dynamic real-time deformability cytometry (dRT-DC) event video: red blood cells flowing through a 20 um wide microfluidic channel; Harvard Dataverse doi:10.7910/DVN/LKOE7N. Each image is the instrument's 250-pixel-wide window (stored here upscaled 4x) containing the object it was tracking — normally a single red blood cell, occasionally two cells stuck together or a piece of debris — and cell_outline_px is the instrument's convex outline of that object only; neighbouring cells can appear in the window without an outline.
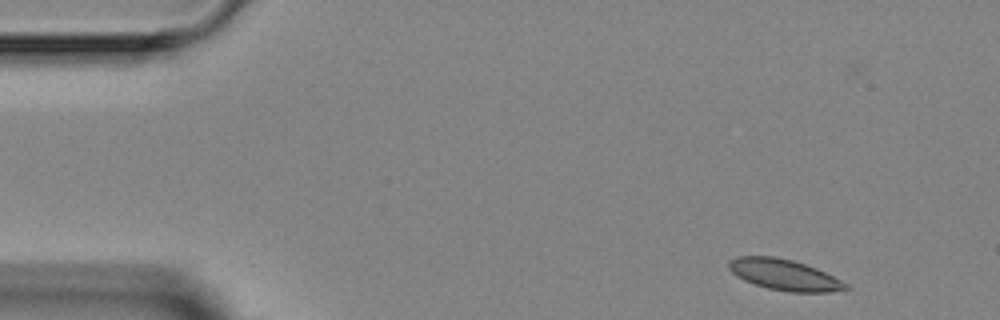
{"species": "Egyptian fruit bat (a non-hibernating species)", "species_latin": "Rousettus aegyptiacus", "temperature_condition": "room temperature", "stored_images_in_passage": 8, "camera_frame_rate_fps": 3000, "um_per_image_px": 0.085, "animal": {"sex": "female"}, "frame": {"image": 1, "passage_image": 1, "time_ms": 0.0, "image_size_px": [1000, 320], "cell_outline_px": [[852, 288], [832, 292], [792, 292], [768, 288], [744, 280], [736, 276], [728, 268], [728, 260], [736, 256], [776, 256], [792, 260], [816, 268], [848, 284]], "centroid_in_image_um": [66.65, 23.35], "position_along_channel_um": 18.4, "area_um2": 21.04}}
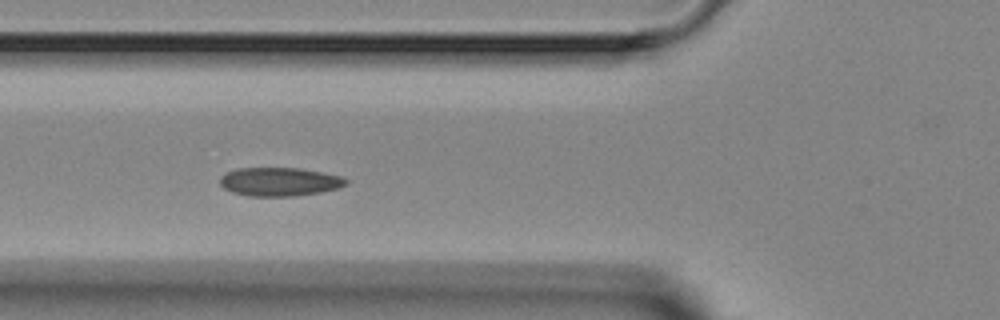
{"frame": {"image": 2, "passage_image": 5, "time_ms": 4.333, "image_size_px": [1000, 320], "cell_outline_px": [[348, 184], [340, 188], [320, 192], [296, 196], [248, 196], [232, 192], [224, 188], [220, 184], [220, 176], [228, 172], [240, 168], [300, 168], [340, 176], [348, 180]], "centroid_in_image_um": [23.77, 15.45], "position_along_channel_um": 102.0, "area_um2": 20.98}}
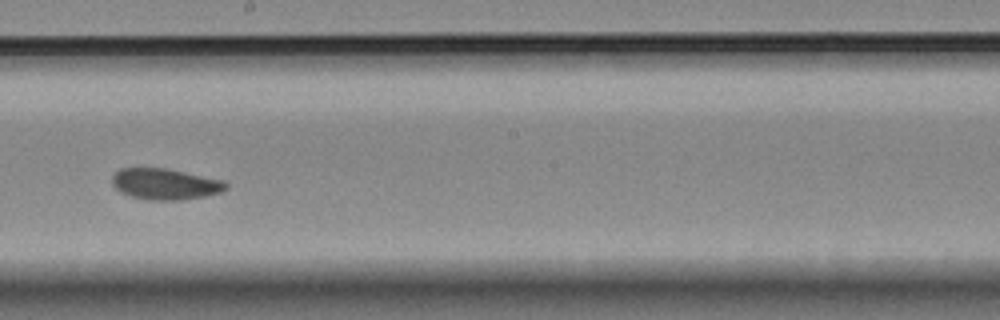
{"frame": {"image": 3, "passage_image": 8, "time_ms": 7.667, "image_size_px": [1000, 320], "cell_outline_px": [[228, 188], [220, 192], [204, 196], [180, 200], [148, 200], [132, 196], [120, 192], [112, 184], [112, 176], [120, 168], [164, 168], [224, 180], [228, 184]], "centroid_in_image_um": [14.04, 15.64], "position_along_channel_um": 234.2, "area_um2": 20.52}}